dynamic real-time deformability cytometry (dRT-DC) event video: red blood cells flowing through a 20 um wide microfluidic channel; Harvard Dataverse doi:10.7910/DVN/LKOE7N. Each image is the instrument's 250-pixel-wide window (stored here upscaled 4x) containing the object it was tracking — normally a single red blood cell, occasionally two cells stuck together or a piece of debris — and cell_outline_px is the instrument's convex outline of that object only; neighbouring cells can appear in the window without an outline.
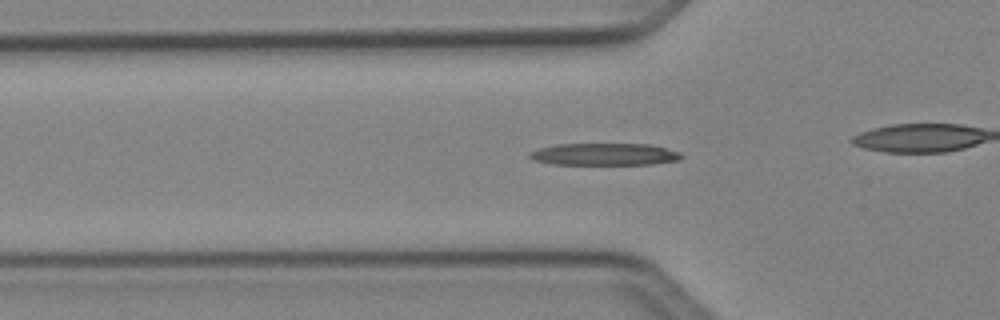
{"species": "Egyptian fruit bat (a non-hibernating species)", "species_latin": "Rousettus aegyptiacus", "temperature_condition": "cold", "stored_images_in_passage": 32, "camera_frame_rate_fps": 3000, "um_per_image_px": 0.085, "animal": {"sex": "female"}, "frame": {"image": 1, "passage_image": 8, "time_ms": 2.333, "image_size_px": [1000, 320], "cell_outline_px": [[684, 156], [680, 160], [652, 164], [552, 164], [532, 160], [528, 156], [528, 152], [540, 148], [556, 144], [648, 144], [680, 152]], "centroid_in_image_um": [51.36, 13.11], "position_along_channel_um": 74.4, "area_um2": 19.54}}
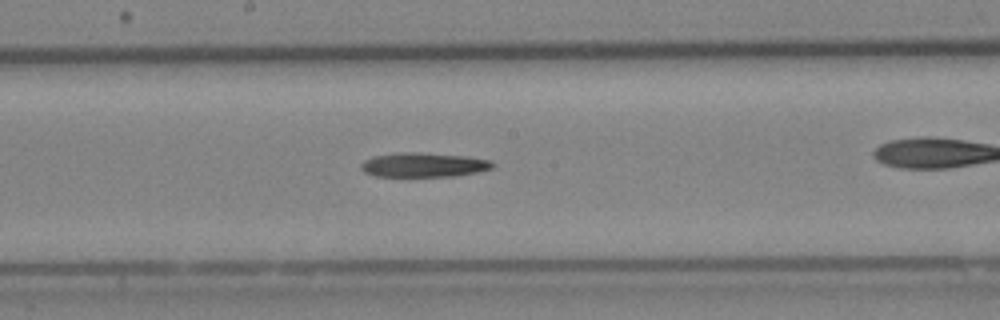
{"frame": {"image": 2, "passage_image": 18, "time_ms": 5.667, "image_size_px": [1000, 320], "cell_outline_px": [[496, 164], [492, 168], [476, 172], [452, 176], [372, 176], [364, 172], [360, 168], [360, 164], [364, 160], [372, 156], [396, 152], [416, 152], [468, 156], [492, 160]], "centroid_in_image_um": [35.98, 14.0], "position_along_channel_um": 212.2, "area_um2": 18.9}}
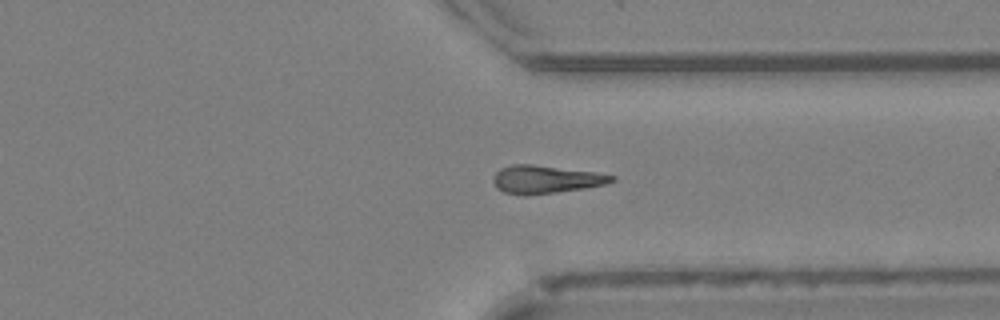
{"frame": {"image": 3, "passage_image": 29, "time_ms": 9.333, "image_size_px": [1000, 320], "cell_outline_px": [[616, 180], [604, 184], [584, 188], [528, 196], [524, 196], [504, 192], [496, 188], [492, 180], [496, 172], [500, 168], [512, 164], [532, 164], [596, 172], [616, 176]], "centroid_in_image_um": [46.35, 15.25], "position_along_channel_um": 365.0, "area_um2": 19.42}}